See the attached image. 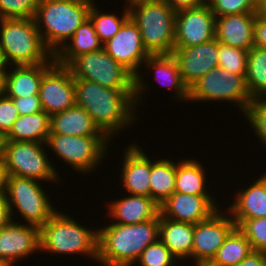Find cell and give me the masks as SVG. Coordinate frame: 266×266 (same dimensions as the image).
Instances as JSON below:
<instances>
[{
    "label": "cell",
    "instance_id": "44dd1931",
    "mask_svg": "<svg viewBox=\"0 0 266 266\" xmlns=\"http://www.w3.org/2000/svg\"><path fill=\"white\" fill-rule=\"evenodd\" d=\"M107 214L115 224H138L155 219L160 214V206L151 198L142 195H127L110 201Z\"/></svg>",
    "mask_w": 266,
    "mask_h": 266
},
{
    "label": "cell",
    "instance_id": "ac0fdd59",
    "mask_svg": "<svg viewBox=\"0 0 266 266\" xmlns=\"http://www.w3.org/2000/svg\"><path fill=\"white\" fill-rule=\"evenodd\" d=\"M213 197L174 192L160 206V214L167 219L195 225L219 209Z\"/></svg>",
    "mask_w": 266,
    "mask_h": 266
},
{
    "label": "cell",
    "instance_id": "83f0119b",
    "mask_svg": "<svg viewBox=\"0 0 266 266\" xmlns=\"http://www.w3.org/2000/svg\"><path fill=\"white\" fill-rule=\"evenodd\" d=\"M144 65L155 70L154 74L163 80H161L163 86L165 85L168 89H173L172 91L176 92L173 98L179 99V101L189 99V88L183 82L178 63L172 54L149 55L144 61Z\"/></svg>",
    "mask_w": 266,
    "mask_h": 266
},
{
    "label": "cell",
    "instance_id": "681fc988",
    "mask_svg": "<svg viewBox=\"0 0 266 266\" xmlns=\"http://www.w3.org/2000/svg\"><path fill=\"white\" fill-rule=\"evenodd\" d=\"M5 136L0 133V157H4Z\"/></svg>",
    "mask_w": 266,
    "mask_h": 266
},
{
    "label": "cell",
    "instance_id": "f1b7e54d",
    "mask_svg": "<svg viewBox=\"0 0 266 266\" xmlns=\"http://www.w3.org/2000/svg\"><path fill=\"white\" fill-rule=\"evenodd\" d=\"M176 162L166 158L151 159L150 197L161 206L174 192Z\"/></svg>",
    "mask_w": 266,
    "mask_h": 266
},
{
    "label": "cell",
    "instance_id": "5b68a950",
    "mask_svg": "<svg viewBox=\"0 0 266 266\" xmlns=\"http://www.w3.org/2000/svg\"><path fill=\"white\" fill-rule=\"evenodd\" d=\"M149 55L172 54L175 39L174 11L164 0L126 2Z\"/></svg>",
    "mask_w": 266,
    "mask_h": 266
},
{
    "label": "cell",
    "instance_id": "3957f363",
    "mask_svg": "<svg viewBox=\"0 0 266 266\" xmlns=\"http://www.w3.org/2000/svg\"><path fill=\"white\" fill-rule=\"evenodd\" d=\"M93 2L94 0H39L34 20L44 44L53 55L89 18Z\"/></svg>",
    "mask_w": 266,
    "mask_h": 266
},
{
    "label": "cell",
    "instance_id": "8992f818",
    "mask_svg": "<svg viewBox=\"0 0 266 266\" xmlns=\"http://www.w3.org/2000/svg\"><path fill=\"white\" fill-rule=\"evenodd\" d=\"M72 216L56 212L39 228L40 251L55 254H83L98 259V229L77 223Z\"/></svg>",
    "mask_w": 266,
    "mask_h": 266
},
{
    "label": "cell",
    "instance_id": "9c48e42d",
    "mask_svg": "<svg viewBox=\"0 0 266 266\" xmlns=\"http://www.w3.org/2000/svg\"><path fill=\"white\" fill-rule=\"evenodd\" d=\"M110 141L106 136L49 134L46 146L74 170L87 174L105 159Z\"/></svg>",
    "mask_w": 266,
    "mask_h": 266
},
{
    "label": "cell",
    "instance_id": "603a6c76",
    "mask_svg": "<svg viewBox=\"0 0 266 266\" xmlns=\"http://www.w3.org/2000/svg\"><path fill=\"white\" fill-rule=\"evenodd\" d=\"M55 63V58L53 57L49 62L37 65L8 66L13 71H7L5 96L19 98L38 95L43 75Z\"/></svg>",
    "mask_w": 266,
    "mask_h": 266
},
{
    "label": "cell",
    "instance_id": "d4e9b609",
    "mask_svg": "<svg viewBox=\"0 0 266 266\" xmlns=\"http://www.w3.org/2000/svg\"><path fill=\"white\" fill-rule=\"evenodd\" d=\"M193 235L194 224L167 219L160 214L159 239L179 262L192 259Z\"/></svg>",
    "mask_w": 266,
    "mask_h": 266
},
{
    "label": "cell",
    "instance_id": "52a82bcc",
    "mask_svg": "<svg viewBox=\"0 0 266 266\" xmlns=\"http://www.w3.org/2000/svg\"><path fill=\"white\" fill-rule=\"evenodd\" d=\"M39 184L36 179L6 175L5 192L12 219L15 208L26 224L40 228L57 212Z\"/></svg>",
    "mask_w": 266,
    "mask_h": 266
},
{
    "label": "cell",
    "instance_id": "e575fe53",
    "mask_svg": "<svg viewBox=\"0 0 266 266\" xmlns=\"http://www.w3.org/2000/svg\"><path fill=\"white\" fill-rule=\"evenodd\" d=\"M207 4L215 17L260 11V0H207Z\"/></svg>",
    "mask_w": 266,
    "mask_h": 266
},
{
    "label": "cell",
    "instance_id": "f6af8a7d",
    "mask_svg": "<svg viewBox=\"0 0 266 266\" xmlns=\"http://www.w3.org/2000/svg\"><path fill=\"white\" fill-rule=\"evenodd\" d=\"M237 266H266V252L252 251Z\"/></svg>",
    "mask_w": 266,
    "mask_h": 266
},
{
    "label": "cell",
    "instance_id": "4dcf8cb0",
    "mask_svg": "<svg viewBox=\"0 0 266 266\" xmlns=\"http://www.w3.org/2000/svg\"><path fill=\"white\" fill-rule=\"evenodd\" d=\"M245 81L252 99L266 98V49L254 46L248 51Z\"/></svg>",
    "mask_w": 266,
    "mask_h": 266
},
{
    "label": "cell",
    "instance_id": "9a60e30c",
    "mask_svg": "<svg viewBox=\"0 0 266 266\" xmlns=\"http://www.w3.org/2000/svg\"><path fill=\"white\" fill-rule=\"evenodd\" d=\"M220 210L218 209L208 219L194 225L192 260L213 259L225 238L236 227L228 210L223 211L228 215Z\"/></svg>",
    "mask_w": 266,
    "mask_h": 266
},
{
    "label": "cell",
    "instance_id": "484cf974",
    "mask_svg": "<svg viewBox=\"0 0 266 266\" xmlns=\"http://www.w3.org/2000/svg\"><path fill=\"white\" fill-rule=\"evenodd\" d=\"M69 40L54 55L55 62L58 65L67 66L75 57L103 48V43L95 32L94 24L90 18L80 25Z\"/></svg>",
    "mask_w": 266,
    "mask_h": 266
},
{
    "label": "cell",
    "instance_id": "60d3db41",
    "mask_svg": "<svg viewBox=\"0 0 266 266\" xmlns=\"http://www.w3.org/2000/svg\"><path fill=\"white\" fill-rule=\"evenodd\" d=\"M10 99L14 101V104L19 111V115H27L43 111L39 95Z\"/></svg>",
    "mask_w": 266,
    "mask_h": 266
},
{
    "label": "cell",
    "instance_id": "4fadbf2b",
    "mask_svg": "<svg viewBox=\"0 0 266 266\" xmlns=\"http://www.w3.org/2000/svg\"><path fill=\"white\" fill-rule=\"evenodd\" d=\"M215 19L207 3L177 11L174 47H190L215 39Z\"/></svg>",
    "mask_w": 266,
    "mask_h": 266
},
{
    "label": "cell",
    "instance_id": "f546056e",
    "mask_svg": "<svg viewBox=\"0 0 266 266\" xmlns=\"http://www.w3.org/2000/svg\"><path fill=\"white\" fill-rule=\"evenodd\" d=\"M205 172L203 166L196 159L177 161L175 192L193 195H211L206 189Z\"/></svg>",
    "mask_w": 266,
    "mask_h": 266
},
{
    "label": "cell",
    "instance_id": "74e56055",
    "mask_svg": "<svg viewBox=\"0 0 266 266\" xmlns=\"http://www.w3.org/2000/svg\"><path fill=\"white\" fill-rule=\"evenodd\" d=\"M237 228L250 242L253 251L266 252V217L245 219Z\"/></svg>",
    "mask_w": 266,
    "mask_h": 266
},
{
    "label": "cell",
    "instance_id": "7bdbcfd3",
    "mask_svg": "<svg viewBox=\"0 0 266 266\" xmlns=\"http://www.w3.org/2000/svg\"><path fill=\"white\" fill-rule=\"evenodd\" d=\"M10 207L7 202L5 190H0V229L12 221Z\"/></svg>",
    "mask_w": 266,
    "mask_h": 266
},
{
    "label": "cell",
    "instance_id": "ab89813d",
    "mask_svg": "<svg viewBox=\"0 0 266 266\" xmlns=\"http://www.w3.org/2000/svg\"><path fill=\"white\" fill-rule=\"evenodd\" d=\"M18 116L14 101L6 96L0 97V133L6 136Z\"/></svg>",
    "mask_w": 266,
    "mask_h": 266
},
{
    "label": "cell",
    "instance_id": "d6a6232c",
    "mask_svg": "<svg viewBox=\"0 0 266 266\" xmlns=\"http://www.w3.org/2000/svg\"><path fill=\"white\" fill-rule=\"evenodd\" d=\"M124 9L123 15L118 17L115 13L109 14L100 12L93 2L89 10V18L94 24L95 32L99 36L100 41L104 44L111 39L122 27V25L130 18L129 9Z\"/></svg>",
    "mask_w": 266,
    "mask_h": 266
},
{
    "label": "cell",
    "instance_id": "7dc6e473",
    "mask_svg": "<svg viewBox=\"0 0 266 266\" xmlns=\"http://www.w3.org/2000/svg\"><path fill=\"white\" fill-rule=\"evenodd\" d=\"M6 172L4 158L0 157V190H5Z\"/></svg>",
    "mask_w": 266,
    "mask_h": 266
},
{
    "label": "cell",
    "instance_id": "4316f807",
    "mask_svg": "<svg viewBox=\"0 0 266 266\" xmlns=\"http://www.w3.org/2000/svg\"><path fill=\"white\" fill-rule=\"evenodd\" d=\"M50 134V116L43 110L33 114L19 115L5 141H28L46 143Z\"/></svg>",
    "mask_w": 266,
    "mask_h": 266
},
{
    "label": "cell",
    "instance_id": "7402d4cb",
    "mask_svg": "<svg viewBox=\"0 0 266 266\" xmlns=\"http://www.w3.org/2000/svg\"><path fill=\"white\" fill-rule=\"evenodd\" d=\"M236 192L233 204L227 208L236 227L245 219L266 217V178L263 175L248 188Z\"/></svg>",
    "mask_w": 266,
    "mask_h": 266
},
{
    "label": "cell",
    "instance_id": "ffe728a7",
    "mask_svg": "<svg viewBox=\"0 0 266 266\" xmlns=\"http://www.w3.org/2000/svg\"><path fill=\"white\" fill-rule=\"evenodd\" d=\"M257 13L216 17L215 38L219 43L249 51L254 47V23Z\"/></svg>",
    "mask_w": 266,
    "mask_h": 266
},
{
    "label": "cell",
    "instance_id": "f907efd6",
    "mask_svg": "<svg viewBox=\"0 0 266 266\" xmlns=\"http://www.w3.org/2000/svg\"><path fill=\"white\" fill-rule=\"evenodd\" d=\"M260 12L266 16V0H260Z\"/></svg>",
    "mask_w": 266,
    "mask_h": 266
},
{
    "label": "cell",
    "instance_id": "b9f144b4",
    "mask_svg": "<svg viewBox=\"0 0 266 266\" xmlns=\"http://www.w3.org/2000/svg\"><path fill=\"white\" fill-rule=\"evenodd\" d=\"M253 37L254 46L266 49V16L260 11L255 16Z\"/></svg>",
    "mask_w": 266,
    "mask_h": 266
},
{
    "label": "cell",
    "instance_id": "816d5d0a",
    "mask_svg": "<svg viewBox=\"0 0 266 266\" xmlns=\"http://www.w3.org/2000/svg\"><path fill=\"white\" fill-rule=\"evenodd\" d=\"M0 266H7L4 262L0 261Z\"/></svg>",
    "mask_w": 266,
    "mask_h": 266
},
{
    "label": "cell",
    "instance_id": "e0dca14e",
    "mask_svg": "<svg viewBox=\"0 0 266 266\" xmlns=\"http://www.w3.org/2000/svg\"><path fill=\"white\" fill-rule=\"evenodd\" d=\"M36 251H40L38 227L12 220L0 229V261L7 266H13Z\"/></svg>",
    "mask_w": 266,
    "mask_h": 266
},
{
    "label": "cell",
    "instance_id": "8fae6325",
    "mask_svg": "<svg viewBox=\"0 0 266 266\" xmlns=\"http://www.w3.org/2000/svg\"><path fill=\"white\" fill-rule=\"evenodd\" d=\"M103 49L135 77V102L136 106L139 105L143 92L150 89L143 80L144 76L138 71L149 56L138 26L129 18L120 30L103 44Z\"/></svg>",
    "mask_w": 266,
    "mask_h": 266
},
{
    "label": "cell",
    "instance_id": "5bb4252c",
    "mask_svg": "<svg viewBox=\"0 0 266 266\" xmlns=\"http://www.w3.org/2000/svg\"><path fill=\"white\" fill-rule=\"evenodd\" d=\"M42 109L49 115L65 111L76 104L74 77L66 66L55 63L40 83Z\"/></svg>",
    "mask_w": 266,
    "mask_h": 266
},
{
    "label": "cell",
    "instance_id": "2e32d148",
    "mask_svg": "<svg viewBox=\"0 0 266 266\" xmlns=\"http://www.w3.org/2000/svg\"><path fill=\"white\" fill-rule=\"evenodd\" d=\"M185 85L190 88L218 66V41L213 39L190 47H174L172 52Z\"/></svg>",
    "mask_w": 266,
    "mask_h": 266
},
{
    "label": "cell",
    "instance_id": "1f68e13d",
    "mask_svg": "<svg viewBox=\"0 0 266 266\" xmlns=\"http://www.w3.org/2000/svg\"><path fill=\"white\" fill-rule=\"evenodd\" d=\"M252 247L244 234L235 227L225 238L213 260L222 266H237L251 252Z\"/></svg>",
    "mask_w": 266,
    "mask_h": 266
},
{
    "label": "cell",
    "instance_id": "277c9868",
    "mask_svg": "<svg viewBox=\"0 0 266 266\" xmlns=\"http://www.w3.org/2000/svg\"><path fill=\"white\" fill-rule=\"evenodd\" d=\"M0 57L7 66L37 65L54 55L46 47L34 18L0 20Z\"/></svg>",
    "mask_w": 266,
    "mask_h": 266
},
{
    "label": "cell",
    "instance_id": "ee69618b",
    "mask_svg": "<svg viewBox=\"0 0 266 266\" xmlns=\"http://www.w3.org/2000/svg\"><path fill=\"white\" fill-rule=\"evenodd\" d=\"M174 11L196 8L207 3V0H164Z\"/></svg>",
    "mask_w": 266,
    "mask_h": 266
},
{
    "label": "cell",
    "instance_id": "c3c4849f",
    "mask_svg": "<svg viewBox=\"0 0 266 266\" xmlns=\"http://www.w3.org/2000/svg\"><path fill=\"white\" fill-rule=\"evenodd\" d=\"M192 264H195V266H222L219 263L215 262L213 259H210V260H196Z\"/></svg>",
    "mask_w": 266,
    "mask_h": 266
},
{
    "label": "cell",
    "instance_id": "cb8c5ba5",
    "mask_svg": "<svg viewBox=\"0 0 266 266\" xmlns=\"http://www.w3.org/2000/svg\"><path fill=\"white\" fill-rule=\"evenodd\" d=\"M50 134L71 136H105L82 107L74 105L50 116Z\"/></svg>",
    "mask_w": 266,
    "mask_h": 266
},
{
    "label": "cell",
    "instance_id": "836d02e7",
    "mask_svg": "<svg viewBox=\"0 0 266 266\" xmlns=\"http://www.w3.org/2000/svg\"><path fill=\"white\" fill-rule=\"evenodd\" d=\"M248 51L218 42V67L237 75H246Z\"/></svg>",
    "mask_w": 266,
    "mask_h": 266
},
{
    "label": "cell",
    "instance_id": "ba28073f",
    "mask_svg": "<svg viewBox=\"0 0 266 266\" xmlns=\"http://www.w3.org/2000/svg\"><path fill=\"white\" fill-rule=\"evenodd\" d=\"M44 145L46 143L5 141L3 158L6 175L59 182V172L49 162Z\"/></svg>",
    "mask_w": 266,
    "mask_h": 266
},
{
    "label": "cell",
    "instance_id": "8d00e7d4",
    "mask_svg": "<svg viewBox=\"0 0 266 266\" xmlns=\"http://www.w3.org/2000/svg\"><path fill=\"white\" fill-rule=\"evenodd\" d=\"M248 124L256 133V137L266 147V98H255L244 112Z\"/></svg>",
    "mask_w": 266,
    "mask_h": 266
},
{
    "label": "cell",
    "instance_id": "d6986e66",
    "mask_svg": "<svg viewBox=\"0 0 266 266\" xmlns=\"http://www.w3.org/2000/svg\"><path fill=\"white\" fill-rule=\"evenodd\" d=\"M124 153L121 171L122 186L127 194L150 197L151 160L138 146L130 144Z\"/></svg>",
    "mask_w": 266,
    "mask_h": 266
},
{
    "label": "cell",
    "instance_id": "f35d334b",
    "mask_svg": "<svg viewBox=\"0 0 266 266\" xmlns=\"http://www.w3.org/2000/svg\"><path fill=\"white\" fill-rule=\"evenodd\" d=\"M39 0H0V18H34Z\"/></svg>",
    "mask_w": 266,
    "mask_h": 266
},
{
    "label": "cell",
    "instance_id": "d590c367",
    "mask_svg": "<svg viewBox=\"0 0 266 266\" xmlns=\"http://www.w3.org/2000/svg\"><path fill=\"white\" fill-rule=\"evenodd\" d=\"M140 266H177L178 260L170 250L158 239L149 244L140 254L136 263Z\"/></svg>",
    "mask_w": 266,
    "mask_h": 266
},
{
    "label": "cell",
    "instance_id": "30bf717a",
    "mask_svg": "<svg viewBox=\"0 0 266 266\" xmlns=\"http://www.w3.org/2000/svg\"><path fill=\"white\" fill-rule=\"evenodd\" d=\"M190 102L231 101L244 113L252 98L247 90L245 75H237L216 67L189 88Z\"/></svg>",
    "mask_w": 266,
    "mask_h": 266
},
{
    "label": "cell",
    "instance_id": "7a4b0ae2",
    "mask_svg": "<svg viewBox=\"0 0 266 266\" xmlns=\"http://www.w3.org/2000/svg\"><path fill=\"white\" fill-rule=\"evenodd\" d=\"M98 229V259L104 266H132L144 249L159 239L160 214L138 224H115Z\"/></svg>",
    "mask_w": 266,
    "mask_h": 266
},
{
    "label": "cell",
    "instance_id": "bcb514c9",
    "mask_svg": "<svg viewBox=\"0 0 266 266\" xmlns=\"http://www.w3.org/2000/svg\"><path fill=\"white\" fill-rule=\"evenodd\" d=\"M7 70L8 66L4 64L0 67V97L5 96Z\"/></svg>",
    "mask_w": 266,
    "mask_h": 266
},
{
    "label": "cell",
    "instance_id": "7c38bea8",
    "mask_svg": "<svg viewBox=\"0 0 266 266\" xmlns=\"http://www.w3.org/2000/svg\"><path fill=\"white\" fill-rule=\"evenodd\" d=\"M66 67L74 78L89 80L106 88H135V77L103 48L75 57Z\"/></svg>",
    "mask_w": 266,
    "mask_h": 266
},
{
    "label": "cell",
    "instance_id": "f5cc1de1",
    "mask_svg": "<svg viewBox=\"0 0 266 266\" xmlns=\"http://www.w3.org/2000/svg\"><path fill=\"white\" fill-rule=\"evenodd\" d=\"M3 65V62H2V60H1V57H0V67Z\"/></svg>",
    "mask_w": 266,
    "mask_h": 266
},
{
    "label": "cell",
    "instance_id": "6da1fadb",
    "mask_svg": "<svg viewBox=\"0 0 266 266\" xmlns=\"http://www.w3.org/2000/svg\"><path fill=\"white\" fill-rule=\"evenodd\" d=\"M74 85L76 105L89 113L94 124L109 140L137 120L135 88H106L79 78H74Z\"/></svg>",
    "mask_w": 266,
    "mask_h": 266
}]
</instances>
